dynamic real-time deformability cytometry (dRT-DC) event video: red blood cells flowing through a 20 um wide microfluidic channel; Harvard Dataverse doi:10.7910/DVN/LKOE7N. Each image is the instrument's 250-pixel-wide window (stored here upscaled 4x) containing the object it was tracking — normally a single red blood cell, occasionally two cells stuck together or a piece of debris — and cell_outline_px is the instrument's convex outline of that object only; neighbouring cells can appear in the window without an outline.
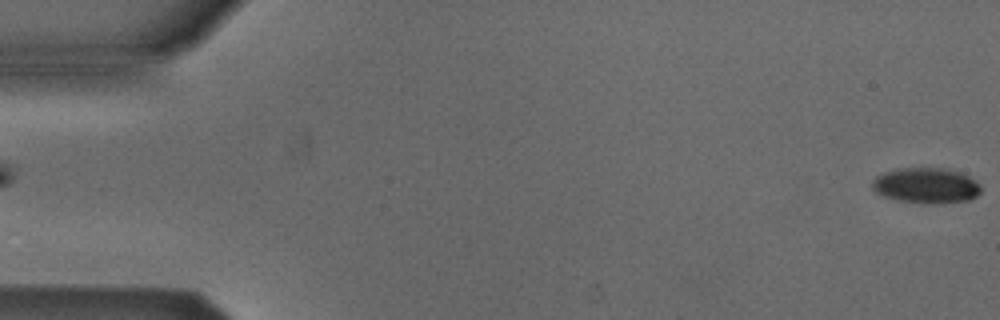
{"species": "Egyptian fruit bat (a non-hibernating species)", "species_latin": "Rousettus aegyptiacus", "temperature_condition": "cold", "stored_images_in_passage": 3, "segment_of_instrument_passage": [2, 2], "camera_frame_rate_fps": 3000, "um_per_image_px": 0.085, "animal": {"sex": "male"}, "frame": {"image": 1, "passage_image": 3, "time_ms": 0.667, "image_size_px": [1000, 320], "cell_outline_px": [[980, 192], [976, 196], [968, 200], [932, 204], [928, 204], [900, 200], [884, 196], [876, 192], [872, 188], [872, 180], [876, 176], [884, 172], [896, 168], [940, 168], [960, 172], [976, 180], [980, 184]], "centroid_in_image_um": [78.71, 15.76], "position_along_channel_um": 6.3, "area_um2": 22.43}}